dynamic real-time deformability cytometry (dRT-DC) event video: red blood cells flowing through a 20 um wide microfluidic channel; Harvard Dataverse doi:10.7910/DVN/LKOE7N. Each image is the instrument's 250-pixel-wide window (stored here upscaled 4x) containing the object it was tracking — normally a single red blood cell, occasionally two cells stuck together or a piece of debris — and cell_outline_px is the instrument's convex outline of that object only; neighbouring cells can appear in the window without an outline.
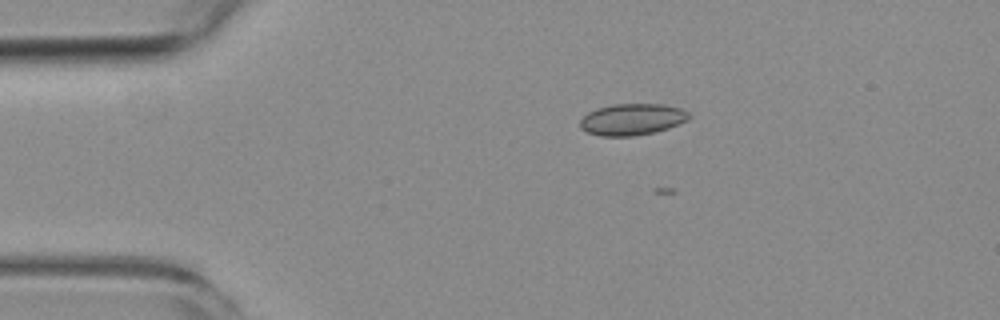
{"species": "common noctule bat (a hibernating species)", "species_latin": "Nyctalus noctula", "temperature_condition": "room temperature", "stored_images_in_passage": 5, "camera_frame_rate_fps": 3000, "um_per_image_px": 0.085, "animal": {"sex": "female", "body_mass_g": 19.3, "forearm_length_mm": 54.1}, "frame": {"image": 1, "passage_image": 2, "time_ms": 2.333, "image_size_px": [1000, 320], "cell_outline_px": [[692, 116], [688, 120], [668, 128], [652, 132], [632, 136], [600, 136], [588, 132], [580, 128], [580, 120], [588, 112], [596, 108], [612, 104], [664, 104], [680, 108], [688, 112]], "centroid_in_image_um": [53.73, 10.14], "position_along_channel_um": 31.3, "area_um2": 20.0}}